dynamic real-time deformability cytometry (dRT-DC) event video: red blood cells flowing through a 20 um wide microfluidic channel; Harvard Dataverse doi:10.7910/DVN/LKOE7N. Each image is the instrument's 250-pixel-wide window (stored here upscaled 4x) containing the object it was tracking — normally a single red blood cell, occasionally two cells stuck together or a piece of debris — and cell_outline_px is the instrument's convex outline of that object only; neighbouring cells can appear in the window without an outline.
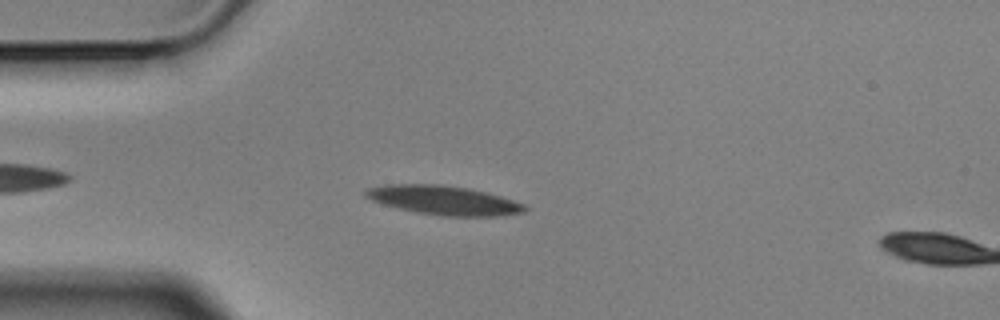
{"species": "Egyptian fruit bat (a non-hibernating species)", "species_latin": "Rousettus aegyptiacus", "temperature_condition": "cold", "stored_images_in_passage": 5, "camera_frame_rate_fps": 3000, "um_per_image_px": 0.085, "animal": {"sex": "male"}, "frame": {"image": 1, "passage_image": 4, "time_ms": 1.0, "image_size_px": [1000, 320], "cell_outline_px": [[528, 208], [524, 212], [496, 216], [444, 216], [416, 212], [384, 204], [372, 200], [364, 196], [364, 192], [368, 188], [384, 184], [440, 184], [468, 188], [500, 196], [524, 204]], "centroid_in_image_um": [37.7, 17.01], "position_along_channel_um": 47.3, "area_um2": 26.76}}